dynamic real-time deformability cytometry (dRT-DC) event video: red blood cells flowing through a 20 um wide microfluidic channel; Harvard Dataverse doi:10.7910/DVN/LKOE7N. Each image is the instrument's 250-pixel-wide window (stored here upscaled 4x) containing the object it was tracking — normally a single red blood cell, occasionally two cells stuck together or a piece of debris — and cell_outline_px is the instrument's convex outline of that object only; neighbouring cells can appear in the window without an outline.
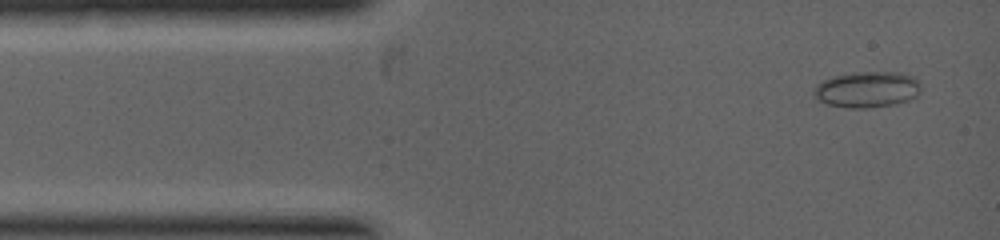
{"species": "common noctule bat (a hibernating species)", "species_latin": "Nyctalus noctula", "temperature_condition": "warm", "stored_images_in_passage": 9, "camera_frame_rate_fps": 5000, "um_per_image_px": 0.085, "animal": {"sex": "female", "body_mass_g": 19.0, "forearm_length_mm": 53.3}, "frame": {"image": 1, "passage_image": 1, "time_ms": 0.0, "image_size_px": [1000, 240], "cell_outline_px": [[920, 92], [916, 96], [908, 100], [896, 104], [864, 108], [848, 108], [824, 104], [816, 100], [812, 92], [816, 84], [832, 76], [856, 72], [900, 72], [916, 76], [920, 84]], "centroid_in_image_um": [73.69, 7.6], "position_along_channel_um": 11.3, "area_um2": 22.89}}
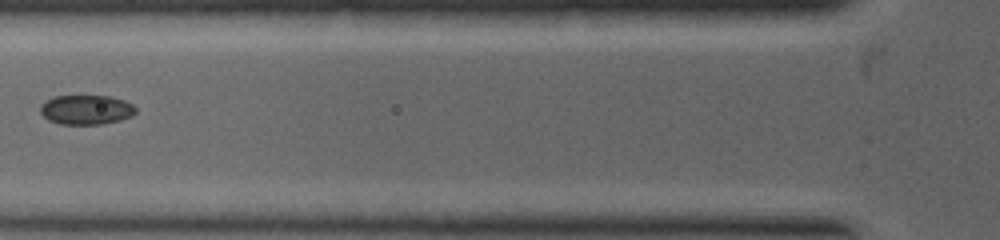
{"frame": {"image": 2, "passage_image": 7, "time_ms": 2.4, "image_size_px": [1000, 240], "cell_outline_px": [[136, 112], [132, 116], [120, 120], [100, 124], [60, 124], [48, 120], [40, 112], [40, 104], [56, 96], [108, 96], [124, 100], [132, 104], [136, 108]], "centroid_in_image_um": [7.33, 9.33], "position_along_channel_um": 118.5, "area_um2": 16.36}}
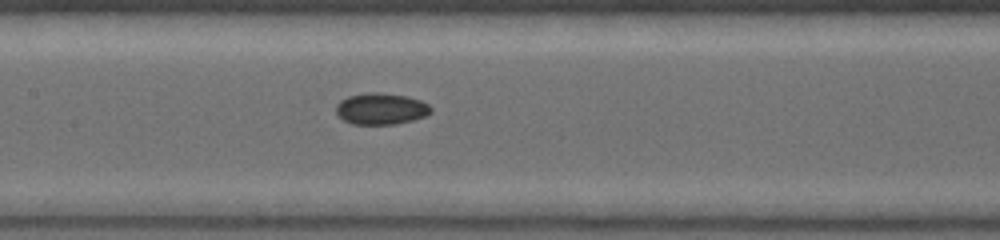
{"frame": {"image": 3, "passage_image": 9, "time_ms": 3.2, "image_size_px": [1000, 240], "cell_outline_px": [[432, 112], [424, 116], [412, 120], [396, 124], [352, 124], [344, 120], [336, 112], [336, 104], [340, 100], [348, 96], [368, 92], [380, 92], [408, 96], [420, 100], [428, 104], [432, 108]], "centroid_in_image_um": [32.39, 9.23], "position_along_channel_um": 175.0, "area_um2": 17.46}}